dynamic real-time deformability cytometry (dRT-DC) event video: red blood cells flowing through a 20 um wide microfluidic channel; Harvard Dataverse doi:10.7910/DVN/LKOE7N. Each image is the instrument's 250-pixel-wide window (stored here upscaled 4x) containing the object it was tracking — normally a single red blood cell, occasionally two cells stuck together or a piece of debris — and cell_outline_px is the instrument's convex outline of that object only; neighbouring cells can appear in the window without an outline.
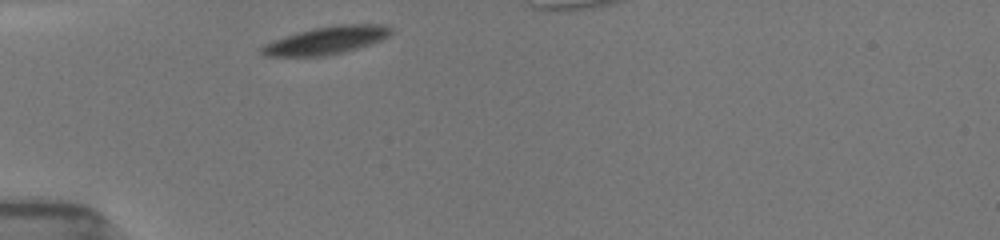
{"species": "common noctule bat (a hibernating species)", "species_latin": "Nyctalus noctula", "temperature_condition": "room temperature", "stored_images_in_passage": 13, "camera_frame_rate_fps": 3000, "um_per_image_px": 0.085, "animal": {"sex": "female", "body_mass_g": 19.5, "forearm_length_mm": 54.1}, "frame": {"image": 1, "passage_image": 1, "time_ms": 0.0, "image_size_px": [1000, 240], "cell_outline_px": [[392, 32], [388, 36], [380, 40], [368, 44], [340, 52], [324, 56], [268, 56], [260, 52], [260, 48], [264, 44], [300, 32], [316, 28], [344, 24], [372, 24], [388, 28]], "centroid_in_image_um": [27.69, 3.44], "position_along_channel_um": 57.3, "area_um2": 19.88}}
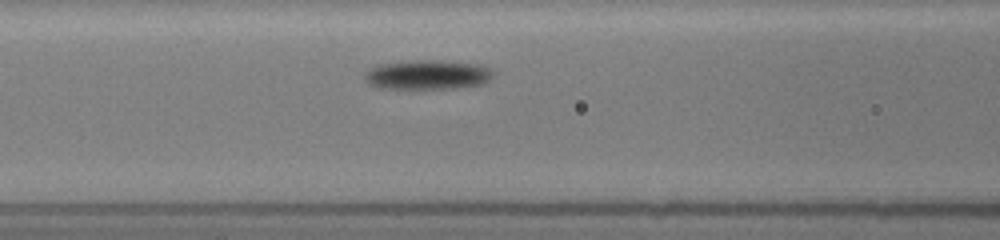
{"frame": {"image": 2, "passage_image": 5, "time_ms": 2.333, "image_size_px": [1000, 240], "cell_outline_px": [[492, 76], [484, 84], [452, 88], [380, 88], [368, 84], [364, 80], [364, 76], [376, 64], [408, 60], [448, 60], [476, 64], [488, 68], [492, 72]], "centroid_in_image_um": [36.3, 6.34], "position_along_channel_um": 130.3, "area_um2": 22.08}}
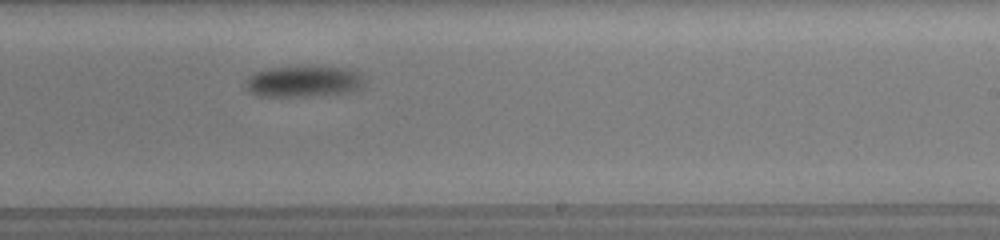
{"frame": {"image": 3, "passage_image": 12, "time_ms": 6.0, "image_size_px": [1000, 240], "cell_outline_px": [[364, 88], [352, 92], [304, 96], [260, 96], [248, 92], [244, 84], [244, 80], [248, 76], [256, 72], [268, 68], [300, 64], [304, 64], [348, 68], [360, 72], [364, 84]], "centroid_in_image_um": [25.81, 6.88], "position_along_channel_um": 263.2, "area_um2": 22.6}}